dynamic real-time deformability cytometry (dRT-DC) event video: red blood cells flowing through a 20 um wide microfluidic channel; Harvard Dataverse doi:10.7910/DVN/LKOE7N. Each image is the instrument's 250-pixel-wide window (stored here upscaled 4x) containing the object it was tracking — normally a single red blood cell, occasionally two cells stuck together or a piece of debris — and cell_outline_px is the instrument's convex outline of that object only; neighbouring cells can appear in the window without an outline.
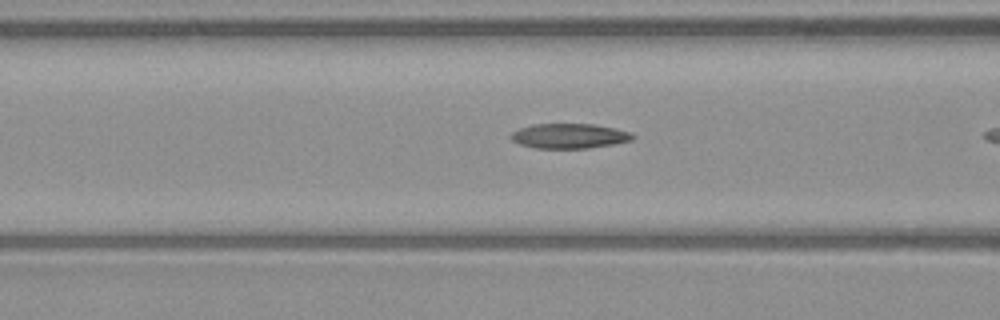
{"species": "common noctule bat (a hibernating species)", "species_latin": "Nyctalus noctula", "temperature_condition": "warm", "stored_images_in_passage": 14, "camera_frame_rate_fps": 3000, "um_per_image_px": 0.085, "animal": {"sex": "male", "body_mass_g": 23.1, "forearm_length_mm": 52.7}, "frame": {"image": 1, "passage_image": 10, "time_ms": 3.0, "image_size_px": [1000, 320], "cell_outline_px": [[636, 136], [632, 140], [612, 144], [588, 148], [536, 148], [520, 144], [512, 140], [508, 136], [512, 132], [520, 128], [532, 124], [592, 124], [616, 128], [632, 132]], "centroid_in_image_um": [48.4, 11.55], "position_along_channel_um": 118.2, "area_um2": 17.69}}